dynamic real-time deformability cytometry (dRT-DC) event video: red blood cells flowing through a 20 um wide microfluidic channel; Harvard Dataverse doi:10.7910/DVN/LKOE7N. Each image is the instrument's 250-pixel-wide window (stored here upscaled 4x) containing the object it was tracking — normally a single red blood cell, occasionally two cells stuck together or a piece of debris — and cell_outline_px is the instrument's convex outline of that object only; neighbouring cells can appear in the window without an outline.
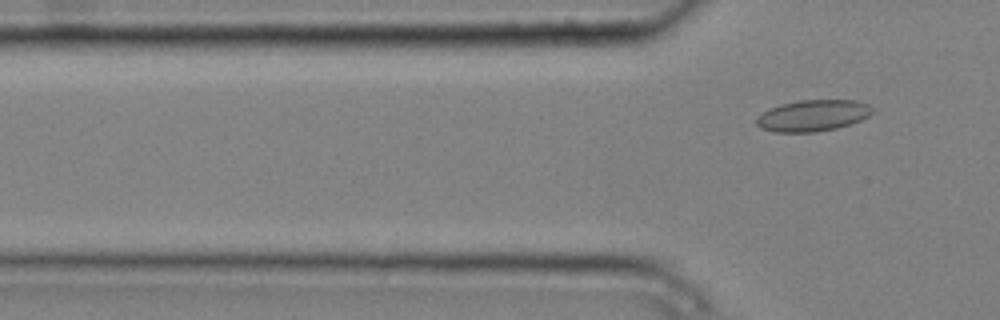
{"species": "common noctule bat (a hibernating species)", "species_latin": "Nyctalus noctula", "temperature_condition": "cold", "stored_images_in_passage": 5, "camera_frame_rate_fps": 3000, "um_per_image_px": 0.085, "animal": {"sex": "male", "body_mass_g": 20.4}, "frame": {"image": 1, "passage_image": 5, "time_ms": 1.333, "image_size_px": [1000, 320], "cell_outline_px": [[872, 112], [868, 116], [860, 120], [836, 128], [816, 132], [772, 132], [760, 128], [756, 124], [756, 116], [780, 104], [800, 100], [856, 100], [868, 104], [872, 108]], "centroid_in_image_um": [69.06, 9.82], "position_along_channel_um": 56.7, "area_um2": 21.1}}